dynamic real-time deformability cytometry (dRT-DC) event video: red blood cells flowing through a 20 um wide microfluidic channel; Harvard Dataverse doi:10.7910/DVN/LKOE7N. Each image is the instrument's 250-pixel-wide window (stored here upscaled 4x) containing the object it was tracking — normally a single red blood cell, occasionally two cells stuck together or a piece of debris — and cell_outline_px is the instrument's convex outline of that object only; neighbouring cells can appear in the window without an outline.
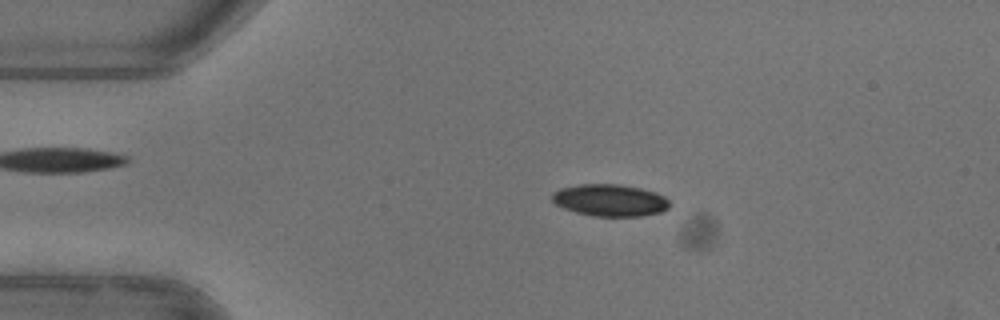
{"species": "common noctule bat (a hibernating species)", "species_latin": "Nyctalus noctula", "temperature_condition": "warm", "stored_images_in_passage": 51, "camera_frame_rate_fps": 3000, "um_per_image_px": 0.085, "animal": {"sex": "female"}, "frame": {"image": 1, "passage_image": 10, "time_ms": 3.0, "image_size_px": [1000, 320], "cell_outline_px": [[668, 208], [660, 212], [640, 216], [592, 216], [576, 212], [564, 208], [556, 204], [552, 200], [552, 192], [560, 188], [580, 184], [620, 184], [640, 188], [656, 192], [664, 196], [668, 200]], "centroid_in_image_um": [51.83, 17.01], "position_along_channel_um": 33.2, "area_um2": 21.85}}
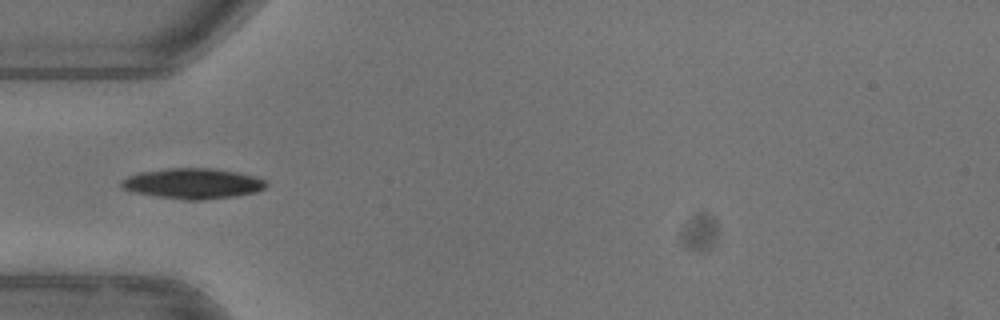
{"frame": {"image": 2, "passage_image": 16, "time_ms": 5.0, "image_size_px": [1000, 320], "cell_outline_px": [[268, 184], [264, 188], [256, 192], [236, 196], [200, 200], [184, 200], [156, 196], [132, 192], [120, 188], [120, 180], [136, 172], [168, 168], [212, 168], [236, 172], [256, 176], [264, 180]], "centroid_in_image_um": [16.34, 15.59], "position_along_channel_um": 68.7, "area_um2": 25.95}}
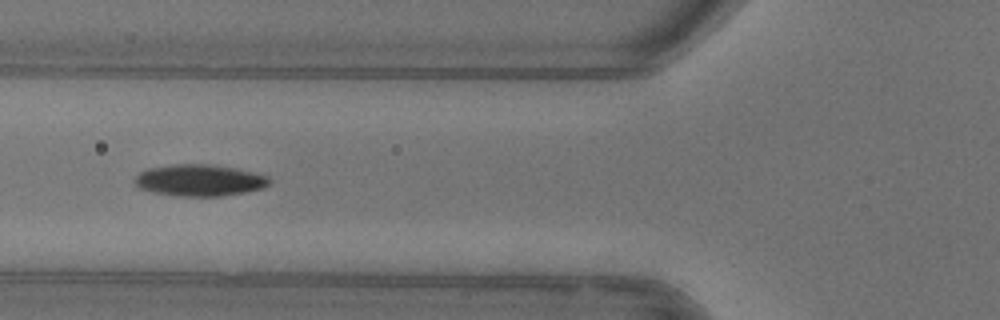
{"frame": {"image": 3, "passage_image": 19, "time_ms": 6.0, "image_size_px": [1000, 320], "cell_outline_px": [[268, 184], [264, 188], [244, 192], [220, 196], [176, 196], [156, 192], [140, 188], [132, 180], [144, 168], [172, 164], [208, 164], [236, 168], [268, 176]], "centroid_in_image_um": [16.91, 15.31], "position_along_channel_um": 108.9, "area_um2": 24.74}, "authors_computed_cell_mechanics": {"area_um2": 23.5246, "velocity_mm_per_s": 3.9573, "shape_relaxation_time_tau1_ms": 4.4091, "shape_relaxation_time_tau2_ms": 5.5856, "deformation_change_tau1": 0.1556, "deformation_change_tau2": 0.0709}}